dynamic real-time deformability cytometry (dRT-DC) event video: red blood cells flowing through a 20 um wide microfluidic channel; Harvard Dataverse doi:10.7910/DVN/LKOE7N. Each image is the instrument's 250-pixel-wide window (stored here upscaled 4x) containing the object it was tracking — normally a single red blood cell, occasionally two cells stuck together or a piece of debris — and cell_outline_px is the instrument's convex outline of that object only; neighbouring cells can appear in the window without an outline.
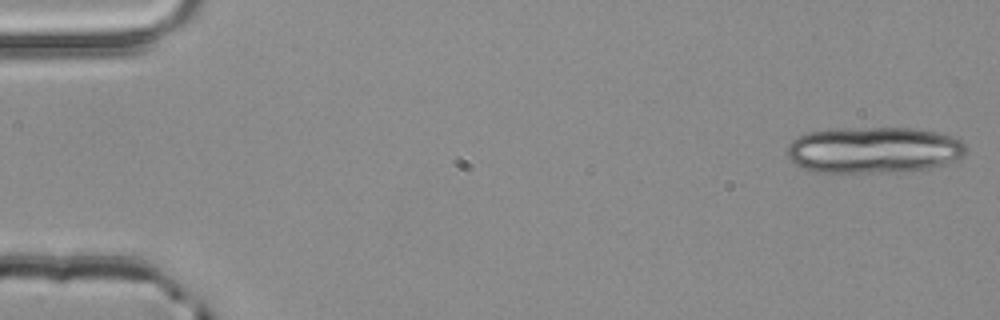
{"species": "common noctule bat (a hibernating species)", "species_latin": "Nyctalus noctula", "temperature_condition": "room temperature", "stored_images_in_passage": 4, "camera_frame_rate_fps": 3000, "um_per_image_px": 0.085, "animal": {"sex": "male", "body_mass_g": 20.4}, "frame": {"image": 1, "passage_image": 1, "time_ms": 0.0, "image_size_px": [1000, 320], "cell_outline_px": [[968, 148], [964, 156], [944, 164], [928, 168], [876, 172], [812, 172], [796, 164], [788, 156], [788, 144], [792, 140], [804, 132], [828, 128], [916, 128], [936, 132], [952, 136], [960, 140]], "centroid_in_image_um": [74.23, 12.72], "position_along_channel_um": 10.8, "area_um2": 48.38}}